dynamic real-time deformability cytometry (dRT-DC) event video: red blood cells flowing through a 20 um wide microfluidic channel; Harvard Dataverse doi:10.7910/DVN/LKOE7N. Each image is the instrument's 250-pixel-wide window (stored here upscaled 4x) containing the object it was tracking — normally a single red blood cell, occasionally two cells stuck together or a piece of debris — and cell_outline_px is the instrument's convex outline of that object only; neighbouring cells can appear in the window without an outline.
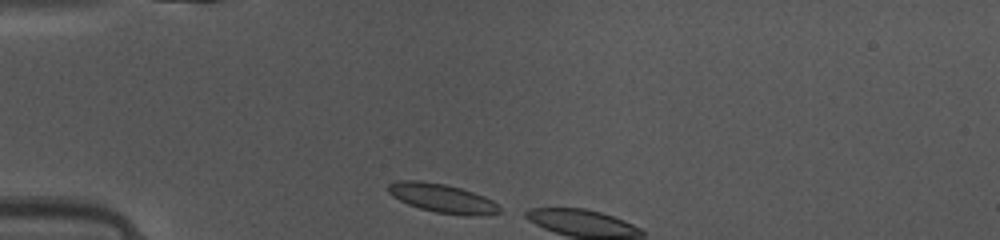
{"species": "common noctule bat (a hibernating species)", "species_latin": "Nyctalus noctula", "temperature_condition": "warm", "stored_images_in_passage": 3, "camera_frame_rate_fps": 3000, "um_per_image_px": 0.085, "animal": {"sex": "female", "body_mass_g": 10.0, "forearm_length_mm": 53.1}, "frame": {"image": 1, "passage_image": 1, "time_ms": 0.0, "image_size_px": [1000, 240], "cell_outline_px": [[500, 212], [488, 216], [468, 216], [436, 212], [420, 208], [408, 204], [392, 196], [388, 192], [388, 184], [396, 180], [420, 180], [444, 184], [460, 188], [484, 196], [492, 200], [500, 208]], "centroid_in_image_um": [37.6, 16.85], "position_along_channel_um": 47.4, "area_um2": 18.79}}